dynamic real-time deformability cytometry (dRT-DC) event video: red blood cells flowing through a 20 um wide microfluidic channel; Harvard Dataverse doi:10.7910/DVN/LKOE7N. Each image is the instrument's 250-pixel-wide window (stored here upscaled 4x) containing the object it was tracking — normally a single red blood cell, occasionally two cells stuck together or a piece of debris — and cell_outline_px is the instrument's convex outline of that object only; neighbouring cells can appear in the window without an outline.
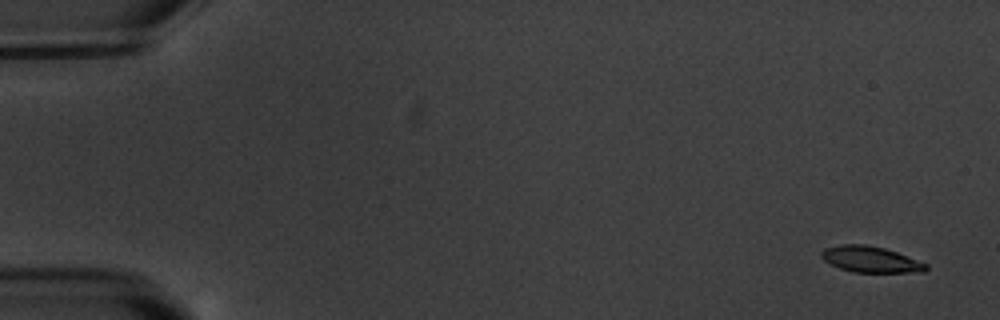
{"species": "common noctule bat (a hibernating species)", "species_latin": "Nyctalus noctula", "temperature_condition": "warm", "stored_images_in_passage": 8, "camera_frame_rate_fps": 3000, "um_per_image_px": 0.085, "animal": {"sex": "male", "body_mass_g": 20.1, "forearm_length_mm": 53.5}, "frame": {"image": 1, "passage_image": 1, "time_ms": 0.0, "image_size_px": [1000, 320], "cell_outline_px": [[928, 268], [924, 272], [852, 272], [840, 268], [824, 260], [820, 256], [820, 252], [824, 248], [844, 244], [864, 244], [884, 248], [896, 252], [928, 264]], "centroid_in_image_um": [73.99, 22.05], "position_along_channel_um": 11.0, "area_um2": 15.78}}
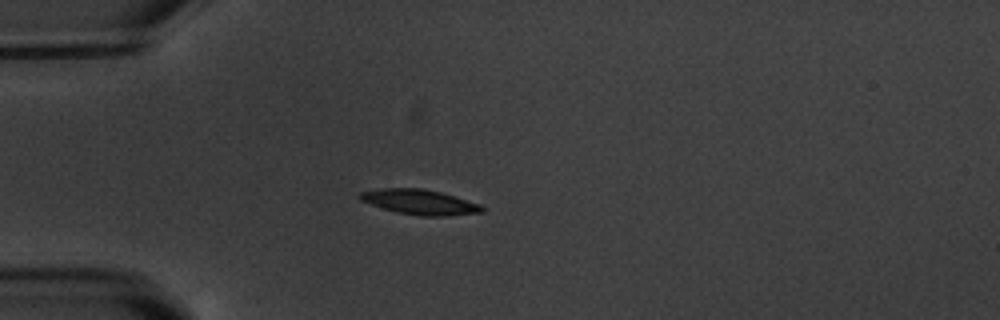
{"frame": {"image": 2, "passage_image": 5, "time_ms": 4.667, "image_size_px": [1000, 320], "cell_outline_px": [[484, 212], [448, 216], [420, 216], [396, 212], [360, 200], [356, 196], [360, 192], [384, 188], [424, 188], [440, 192], [480, 204], [484, 208]], "centroid_in_image_um": [35.68, 17.17], "position_along_channel_um": 49.3, "area_um2": 17.74}}